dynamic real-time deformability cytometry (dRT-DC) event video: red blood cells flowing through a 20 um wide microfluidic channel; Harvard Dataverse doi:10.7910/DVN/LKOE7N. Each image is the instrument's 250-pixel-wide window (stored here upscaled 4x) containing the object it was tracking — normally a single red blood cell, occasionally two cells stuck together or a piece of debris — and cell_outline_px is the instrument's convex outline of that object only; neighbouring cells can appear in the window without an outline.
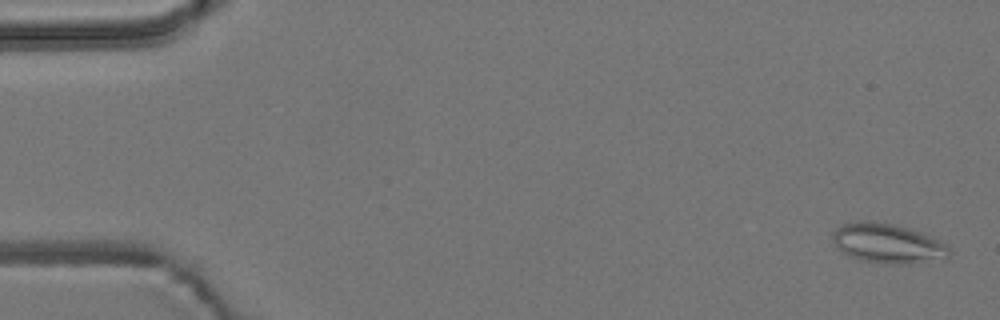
{"species": "common noctule bat (a hibernating species)", "species_latin": "Nyctalus noctula", "temperature_condition": "room temperature", "stored_images_in_passage": 55, "camera_frame_rate_fps": 3000, "um_per_image_px": 0.085, "animal": {"sex": "male", "body_mass_g": 19.2, "forearm_length_mm": 51.8}, "frame": {"image": 1, "passage_image": 1, "time_ms": 0.0, "image_size_px": [1000, 320], "cell_outline_px": [[952, 252], [948, 256], [908, 264], [888, 264], [860, 260], [848, 256], [832, 240], [832, 232], [836, 228], [844, 224], [860, 220], [872, 220], [892, 224], [908, 228], [932, 236], [940, 240]], "centroid_in_image_um": [75.41, 20.67], "position_along_channel_um": 9.6, "area_um2": 26.7}}
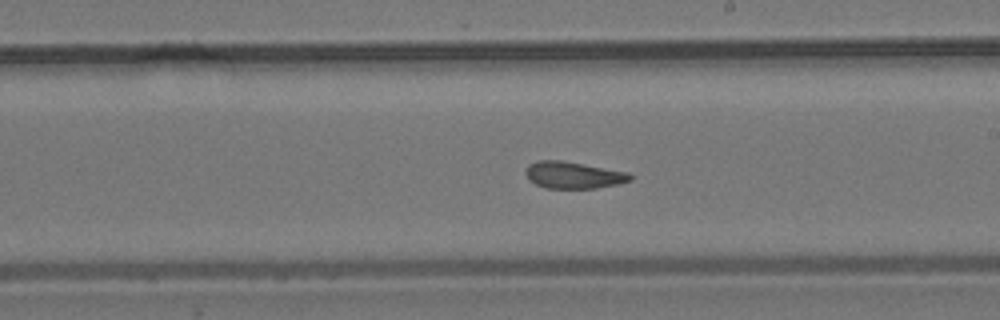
{"frame": {"image": 2, "passage_image": 31, "time_ms": 10.0, "image_size_px": [1000, 320], "cell_outline_px": [[632, 180], [620, 184], [596, 188], [544, 188], [528, 180], [524, 172], [528, 164], [536, 160], [560, 160], [628, 172], [632, 176]], "centroid_in_image_um": [48.7, 14.88], "position_along_channel_um": 240.3, "area_um2": 16.47}}
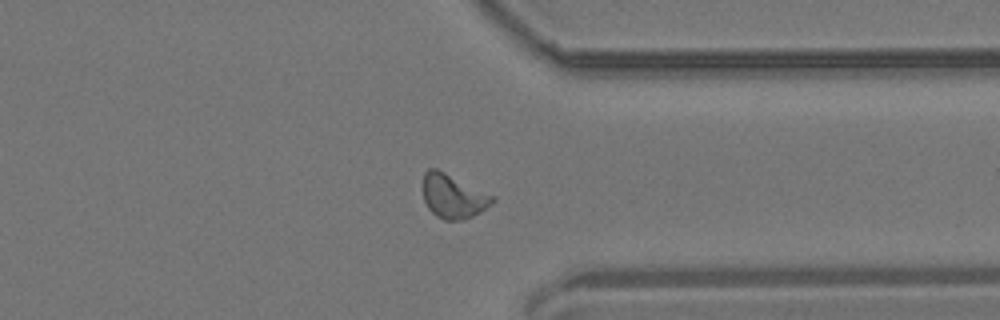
{"frame": {"image": 3, "passage_image": 42, "time_ms": 13.667, "image_size_px": [1000, 320], "cell_outline_px": [[496, 200], [492, 204], [480, 212], [472, 216], [460, 220], [444, 220], [436, 216], [428, 208], [424, 200], [420, 184], [424, 172], [428, 168], [436, 168], [496, 196]], "centroid_in_image_um": [38.49, 16.66], "position_along_channel_um": 372.9, "area_um2": 18.21}, "authors_computed_cell_mechanics": {"area_um2": 17.2244, "velocity_mm_per_s": 3.6989, "shape_relaxation_time_tau1_ms": null, "shape_relaxation_time_tau2_ms": 2.0733, "deformation_change_tau1": null, "deformation_change_tau2": 0.098}}